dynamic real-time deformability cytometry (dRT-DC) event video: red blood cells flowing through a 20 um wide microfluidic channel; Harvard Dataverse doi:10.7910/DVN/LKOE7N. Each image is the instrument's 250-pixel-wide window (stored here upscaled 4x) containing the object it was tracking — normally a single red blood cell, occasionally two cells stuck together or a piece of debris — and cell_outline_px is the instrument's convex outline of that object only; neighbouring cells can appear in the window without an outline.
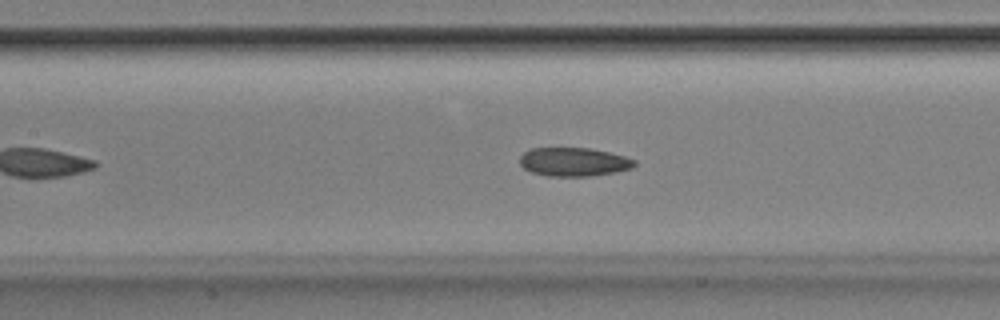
{"species": "Egyptian fruit bat (a non-hibernating species)", "species_latin": "Rousettus aegyptiacus", "temperature_condition": "room temperature", "stored_images_in_passage": 42, "camera_frame_rate_fps": 3000, "um_per_image_px": 0.085, "animal": {"sex": "male"}, "frame": {"image": 1, "passage_image": 16, "time_ms": 5.0, "image_size_px": [1000, 320], "cell_outline_px": [[636, 164], [632, 168], [612, 172], [588, 176], [548, 176], [532, 172], [524, 168], [520, 164], [520, 156], [528, 148], [592, 148], [624, 156], [636, 160]], "centroid_in_image_um": [48.74, 13.75], "position_along_channel_um": 158.7, "area_um2": 19.07}}
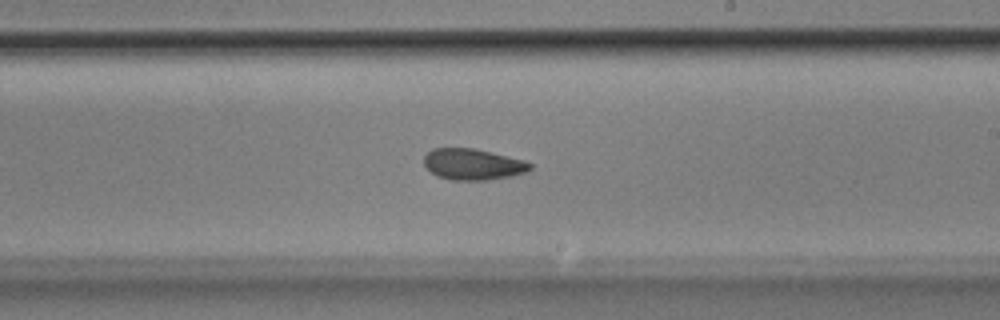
{"frame": {"image": 2, "passage_image": 23, "time_ms": 7.333, "image_size_px": [1000, 320], "cell_outline_px": [[532, 168], [528, 172], [512, 176], [488, 180], [452, 180], [436, 176], [424, 164], [424, 156], [432, 148], [476, 148], [524, 160], [532, 164]], "centroid_in_image_um": [40.22, 13.96], "position_along_channel_um": 248.8, "area_um2": 19.42}}
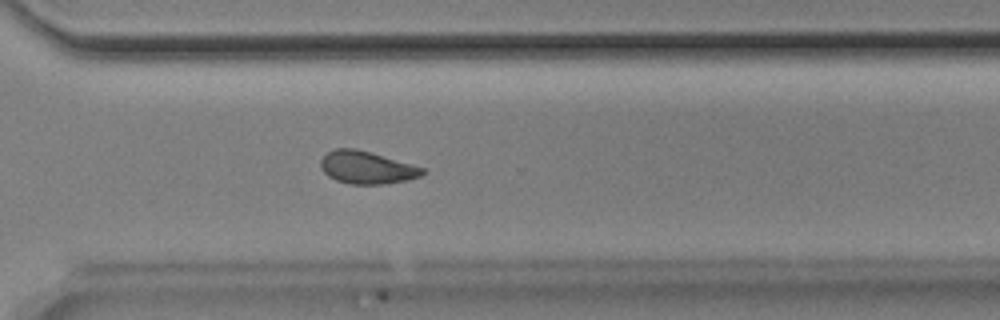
{"frame": {"image": 3, "passage_image": 30, "time_ms": 9.667, "image_size_px": [1000, 320], "cell_outline_px": [[428, 172], [420, 176], [404, 180], [380, 184], [348, 184], [336, 180], [328, 176], [320, 168], [320, 160], [328, 152], [336, 148], [356, 148], [372, 152], [424, 168]], "centroid_in_image_um": [31.15, 14.23], "position_along_channel_um": 339.4, "area_um2": 19.31}, "authors_computed_cell_mechanics": {"area_um2": 19.1896, "velocity_mm_per_s": 3.8797, "shape_relaxation_time_tau1_ms": null, "shape_relaxation_time_tau2_ms": 3.0604, "deformation_change_tau1": null, "deformation_change_tau2": 0.087}}